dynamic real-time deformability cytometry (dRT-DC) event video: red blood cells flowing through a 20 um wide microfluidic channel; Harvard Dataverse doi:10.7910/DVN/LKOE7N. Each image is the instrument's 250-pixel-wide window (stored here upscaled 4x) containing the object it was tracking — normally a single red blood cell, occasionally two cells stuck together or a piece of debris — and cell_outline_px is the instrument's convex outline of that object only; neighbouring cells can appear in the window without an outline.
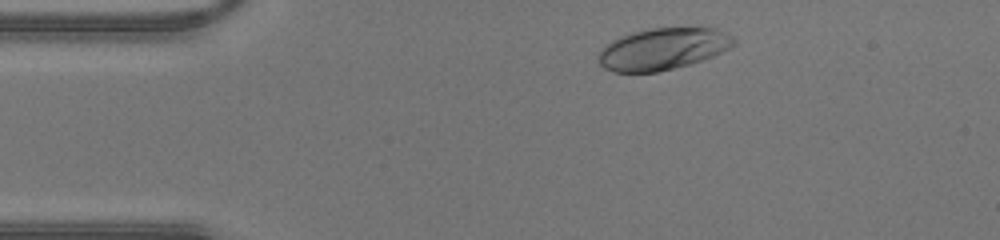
{"species": "human", "species_latin": "Homo sapiens", "temperature_condition": "warm", "stored_images_in_passage": 32, "camera_frame_rate_fps": 3000, "um_per_image_px": 0.085, "donor": {"sex": "male"}, "frame": {"image": 1, "passage_image": 2, "time_ms": 0.333, "image_size_px": [1000, 240], "cell_outline_px": [[736, 44], [712, 56], [688, 64], [656, 72], [612, 72], [604, 68], [596, 60], [596, 56], [600, 48], [604, 44], [620, 36], [632, 32], [652, 28], [716, 28], [732, 36], [736, 40]], "centroid_in_image_um": [56.27, 4.15], "position_along_channel_um": 28.7, "area_um2": 32.95}}
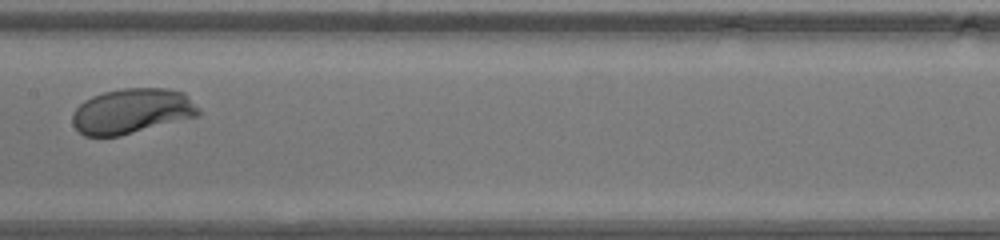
{"frame": {"image": 2, "passage_image": 16, "time_ms": 5.0, "image_size_px": [1000, 240], "cell_outline_px": [[200, 116], [120, 136], [84, 136], [72, 124], [72, 112], [84, 100], [92, 96], [104, 92], [124, 88], [168, 88], [184, 92], [200, 108]], "centroid_in_image_um": [11.24, 9.44], "position_along_channel_um": 196.2, "area_um2": 33.52}}
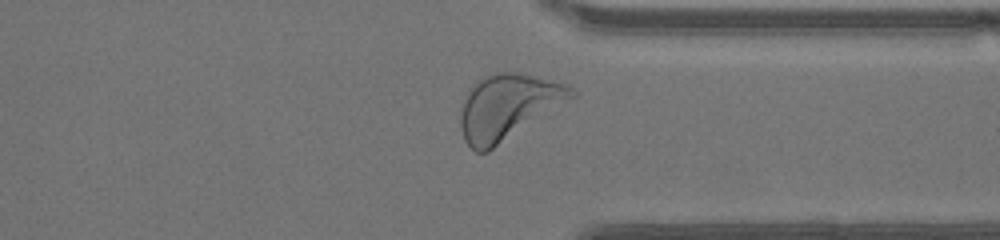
{"frame": {"image": 3, "passage_image": 27, "time_ms": 8.667, "image_size_px": [1000, 240], "cell_outline_px": [[576, 96], [488, 152], [476, 152], [464, 140], [460, 128], [460, 116], [464, 100], [472, 84], [476, 80], [496, 72], [516, 72], [564, 84], [572, 88], [576, 92]], "centroid_in_image_um": [43.14, 9.1], "position_along_channel_um": 368.3, "area_um2": 41.73}}